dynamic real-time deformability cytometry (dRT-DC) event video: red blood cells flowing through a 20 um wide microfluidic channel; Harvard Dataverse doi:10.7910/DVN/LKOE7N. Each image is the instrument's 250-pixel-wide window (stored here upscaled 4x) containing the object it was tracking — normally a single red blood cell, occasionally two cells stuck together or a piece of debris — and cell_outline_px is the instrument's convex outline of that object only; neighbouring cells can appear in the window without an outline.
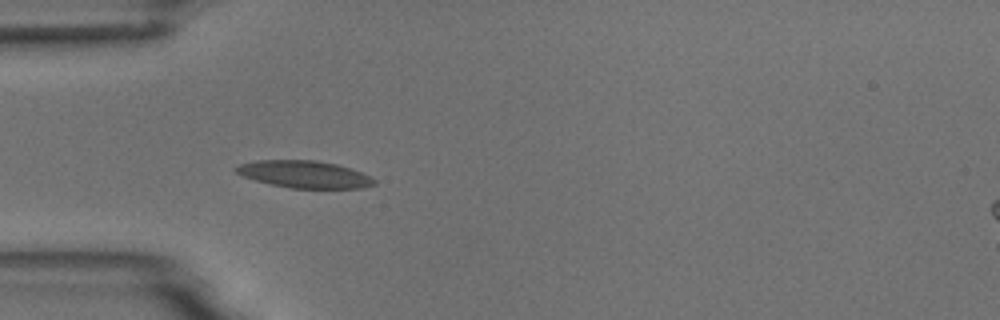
{"species": "common noctule bat (a hibernating species)", "species_latin": "Nyctalus noctula", "temperature_condition": "room temperature", "stored_images_in_passage": 4, "camera_frame_rate_fps": 3000, "um_per_image_px": 0.085, "animal": {"sex": "male", "body_mass_g": 18.8}, "frame": {"image": 1, "passage_image": 4, "time_ms": 3.667, "image_size_px": [1000, 320], "cell_outline_px": [[376, 184], [360, 188], [292, 188], [272, 184], [256, 180], [244, 176], [236, 172], [232, 168], [240, 164], [256, 160], [316, 160], [336, 164], [360, 172], [376, 180]], "centroid_in_image_um": [25.85, 14.81], "position_along_channel_um": 59.2, "area_um2": 21.62}}